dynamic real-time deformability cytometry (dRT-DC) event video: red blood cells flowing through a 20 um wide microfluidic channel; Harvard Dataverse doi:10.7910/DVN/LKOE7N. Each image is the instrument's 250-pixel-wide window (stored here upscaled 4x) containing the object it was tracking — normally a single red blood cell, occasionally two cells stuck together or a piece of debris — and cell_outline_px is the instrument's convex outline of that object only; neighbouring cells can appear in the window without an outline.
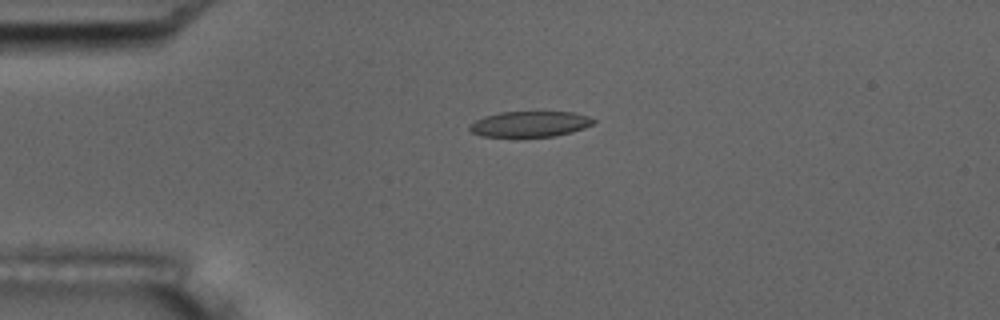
{"species": "common noctule bat (a hibernating species)", "species_latin": "Nyctalus noctula", "temperature_condition": "room temperature", "stored_images_in_passage": 5, "camera_frame_rate_fps": 3000, "um_per_image_px": 0.085, "animal": {"sex": "male", "body_mass_g": 17.5, "forearm_length_mm": 52.3}, "frame": {"image": 1, "passage_image": 4, "time_ms": 3.667, "image_size_px": [1000, 320], "cell_outline_px": [[596, 120], [592, 124], [584, 128], [572, 132], [556, 136], [480, 136], [472, 132], [468, 128], [468, 124], [484, 116], [500, 112], [572, 112], [588, 116]], "centroid_in_image_um": [45.02, 10.54], "position_along_channel_um": 40.0, "area_um2": 18.44}}